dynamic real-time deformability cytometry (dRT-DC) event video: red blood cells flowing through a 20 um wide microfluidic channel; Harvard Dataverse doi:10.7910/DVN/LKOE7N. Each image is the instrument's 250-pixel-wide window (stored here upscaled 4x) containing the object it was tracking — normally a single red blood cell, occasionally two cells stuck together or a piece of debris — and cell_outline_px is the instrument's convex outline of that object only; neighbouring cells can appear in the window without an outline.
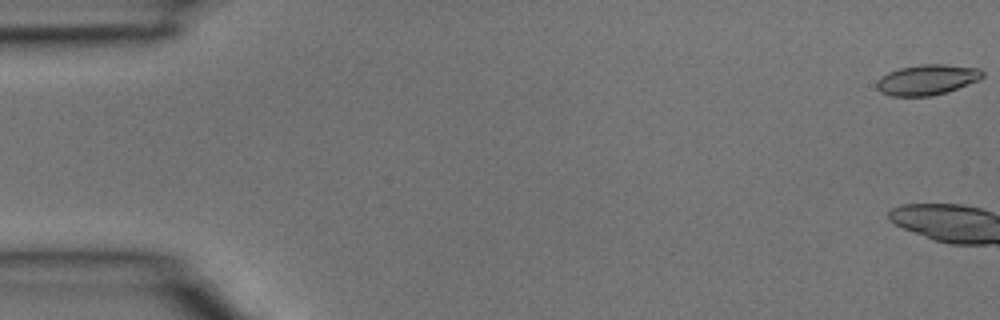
{"species": "common noctule bat (a hibernating species)", "species_latin": "Nyctalus noctula", "temperature_condition": "room temperature", "stored_images_in_passage": 4, "camera_frame_rate_fps": 3000, "um_per_image_px": 0.085, "animal": {"sex": "male", "body_mass_g": 15.6}, "frame": {"image": 1, "passage_image": 1, "time_ms": 0.0, "image_size_px": [1000, 320], "cell_outline_px": [[984, 76], [980, 80], [932, 96], [892, 96], [880, 92], [876, 88], [876, 80], [888, 72], [900, 68], [920, 64], [944, 64], [980, 68], [984, 72]], "centroid_in_image_um": [78.79, 6.77], "position_along_channel_um": 6.2, "area_um2": 18.79}}